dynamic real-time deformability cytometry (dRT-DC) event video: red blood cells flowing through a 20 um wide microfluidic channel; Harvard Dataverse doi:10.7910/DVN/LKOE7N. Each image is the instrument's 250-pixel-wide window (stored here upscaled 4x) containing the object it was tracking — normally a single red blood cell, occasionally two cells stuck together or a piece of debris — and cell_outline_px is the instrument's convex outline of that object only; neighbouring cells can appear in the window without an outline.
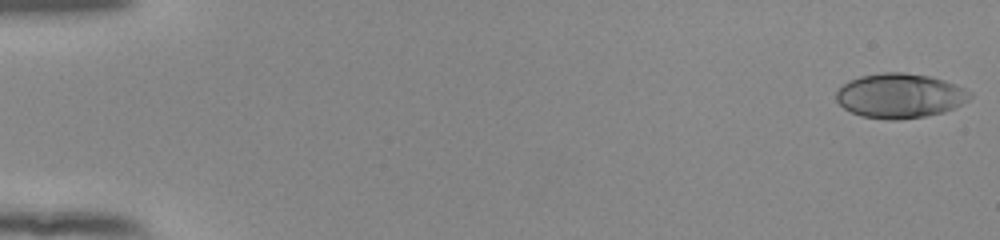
{"species": "human", "species_latin": "Homo sapiens", "temperature_condition": "room temperature", "stored_images_in_passage": 53, "camera_frame_rate_fps": 3000, "um_per_image_px": 0.085, "donor": {"sex": "female"}, "frame": {"image": 1, "passage_image": 1, "time_ms": 0.0, "image_size_px": [1000, 240], "cell_outline_px": [[972, 96], [968, 100], [944, 112], [924, 116], [896, 120], [888, 120], [860, 116], [844, 108], [836, 100], [836, 92], [848, 80], [860, 76], [880, 72], [904, 72], [928, 76], [944, 80], [964, 88], [972, 92]], "centroid_in_image_um": [76.47, 8.13], "position_along_channel_um": 8.5, "area_um2": 34.74}}
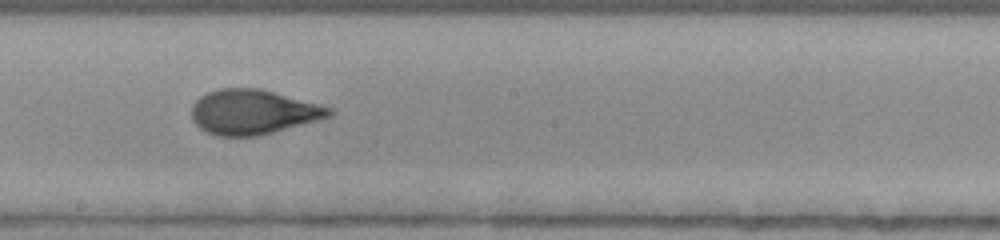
{"frame": {"image": 2, "passage_image": 31, "time_ms": 10.0, "image_size_px": [1000, 240], "cell_outline_px": [[336, 112], [332, 116], [260, 136], [216, 136], [200, 128], [192, 120], [192, 104], [200, 96], [208, 92], [220, 88], [260, 88], [276, 92], [332, 108]], "centroid_in_image_um": [21.51, 9.52], "position_along_channel_um": 226.7, "area_um2": 36.01}}
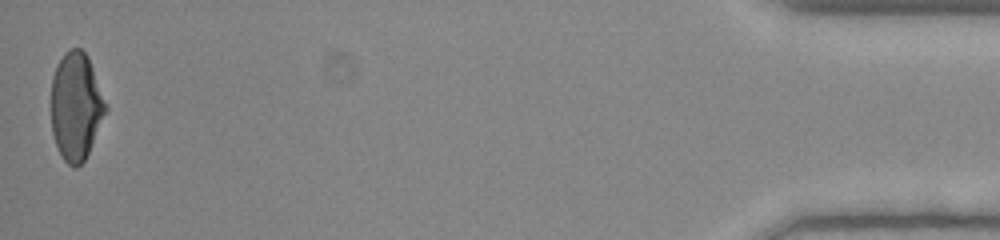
{"frame": {"image": 3, "passage_image": 53, "time_ms": 17.333, "image_size_px": [1000, 240], "cell_outline_px": [[108, 108], [88, 152], [84, 160], [76, 168], [72, 168], [64, 160], [56, 144], [52, 132], [52, 76], [56, 64], [64, 52], [72, 48], [80, 48], [88, 56], [108, 104]], "centroid_in_image_um": [6.47, 9.0], "position_along_channel_um": 428.7, "area_um2": 34.28}, "authors_computed_cell_mechanics": {"area_um2": 35.0846, "velocity_mm_per_s": 3.9207, "shape_relaxation_time_tau1_ms": 6.9662, "shape_relaxation_time_tau2_ms": 0.6301, "deformation_change_tau1": 0.2296, "deformation_change_tau2": 0.0603}}